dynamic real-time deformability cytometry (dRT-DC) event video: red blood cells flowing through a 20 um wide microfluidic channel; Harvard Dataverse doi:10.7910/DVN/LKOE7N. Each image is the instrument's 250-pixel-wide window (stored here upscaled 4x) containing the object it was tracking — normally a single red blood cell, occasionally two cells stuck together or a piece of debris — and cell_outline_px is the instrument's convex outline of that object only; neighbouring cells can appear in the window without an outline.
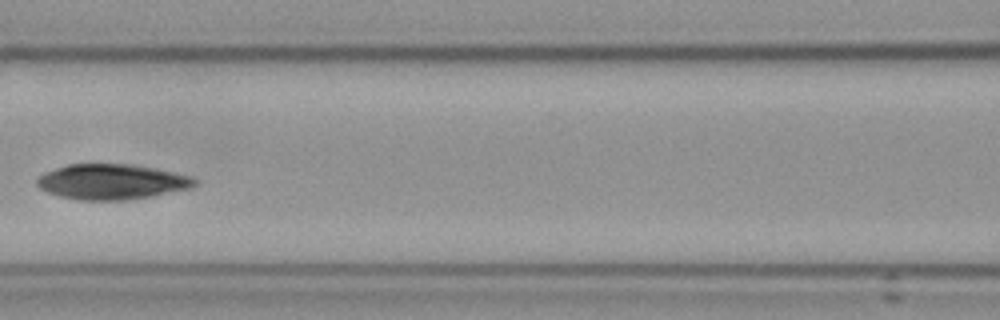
{"species": "Egyptian fruit bat (a non-hibernating species)", "species_latin": "Rousettus aegyptiacus", "temperature_condition": "cold", "stored_images_in_passage": 16, "camera_frame_rate_fps": 3000, "um_per_image_px": 0.085, "frame": {"image": 1, "passage_image": 7, "time_ms": 8.0, "image_size_px": [1000, 320], "cell_outline_px": [[200, 180], [192, 188], [152, 196], [128, 200], [80, 200], [60, 196], [48, 192], [40, 188], [36, 184], [36, 180], [44, 172], [68, 164], [132, 164], [156, 168], [192, 176]], "centroid_in_image_um": [9.54, 15.45], "position_along_channel_um": 157.1, "area_um2": 32.66}}
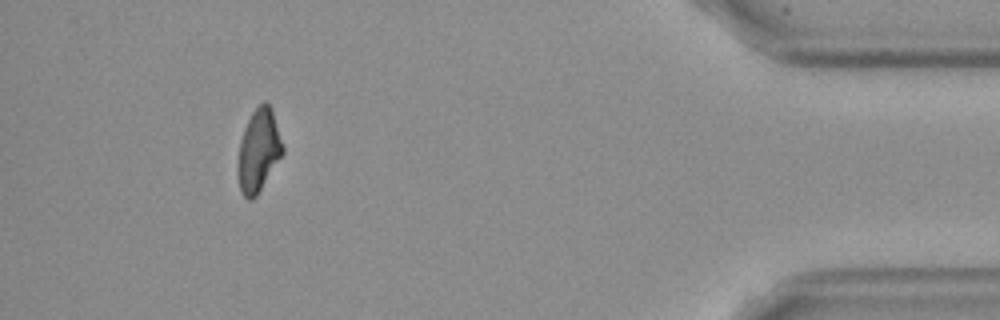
{"frame": {"image": 2, "passage_image": 16, "time_ms": 19.0, "image_size_px": [1000, 320], "cell_outline_px": [[284, 152], [256, 196], [252, 200], [248, 200], [240, 192], [236, 168], [240, 140], [244, 128], [252, 112], [264, 100], [272, 108], [284, 148]], "centroid_in_image_um": [21.96, 12.81], "position_along_channel_um": 413.2, "area_um2": 21.68}}